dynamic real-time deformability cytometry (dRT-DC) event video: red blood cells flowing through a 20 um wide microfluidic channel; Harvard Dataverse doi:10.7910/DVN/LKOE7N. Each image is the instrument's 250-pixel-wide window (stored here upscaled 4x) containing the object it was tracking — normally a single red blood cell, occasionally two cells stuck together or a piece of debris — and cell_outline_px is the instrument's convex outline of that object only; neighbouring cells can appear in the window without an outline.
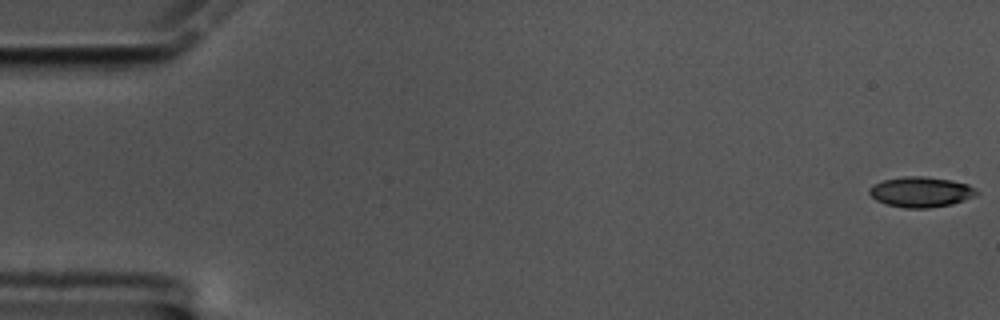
{"species": "common noctule bat (a hibernating species)", "species_latin": "Nyctalus noctula", "temperature_condition": "cold", "stored_images_in_passage": 62, "camera_frame_rate_fps": 3000, "um_per_image_px": 0.085, "animal": {"sex": "male", "body_mass_g": 17.5, "forearm_length_mm": 52.3}, "frame": {"image": 1, "passage_image": 1, "time_ms": 0.0, "image_size_px": [1000, 320], "cell_outline_px": [[980, 192], [976, 196], [952, 204], [928, 208], [904, 208], [884, 204], [876, 200], [868, 192], [868, 188], [884, 180], [904, 176], [924, 176], [952, 180], [968, 184], [976, 188]], "centroid_in_image_um": [78.3, 16.32], "position_along_channel_um": 6.7, "area_um2": 19.13}}
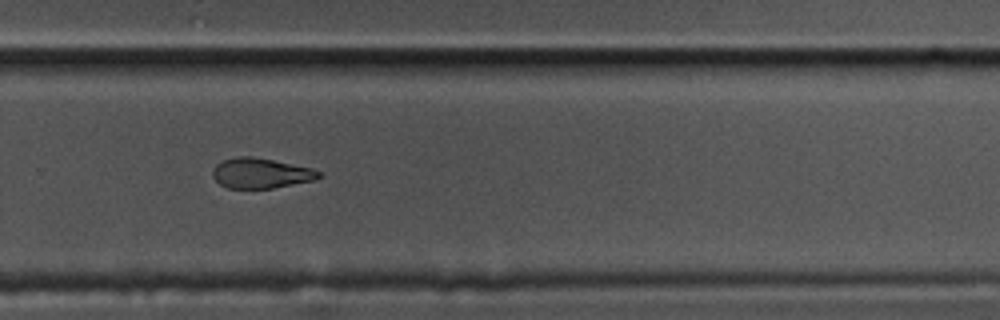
{"frame": {"image": 2, "passage_image": 41, "time_ms": 13.333, "image_size_px": [1000, 320], "cell_outline_px": [[320, 176], [316, 180], [272, 188], [228, 188], [220, 184], [212, 176], [212, 172], [216, 164], [224, 160], [236, 156], [252, 156], [312, 168], [320, 172]], "centroid_in_image_um": [22.16, 14.72], "position_along_channel_um": 307.6, "area_um2": 18.55}}
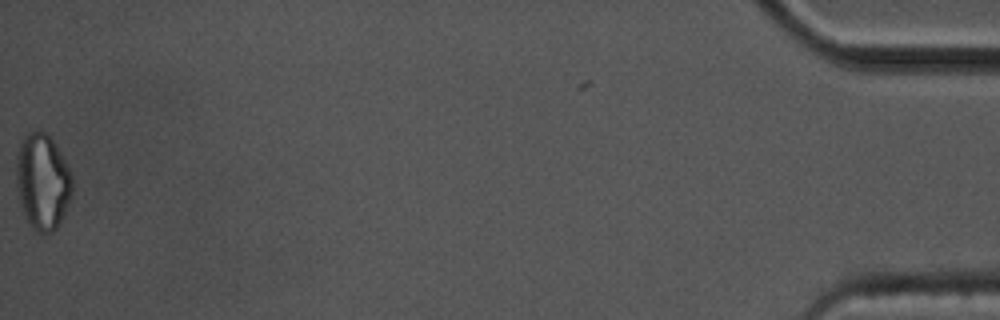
{"frame": {"image": 3, "passage_image": 61, "time_ms": 20.0, "image_size_px": [1000, 320], "cell_outline_px": [[72, 196], [64, 216], [56, 228], [52, 232], [40, 232], [28, 224], [20, 204], [16, 184], [16, 156], [20, 140], [28, 132], [36, 128], [44, 132], [56, 144], [72, 176]], "centroid_in_image_um": [3.6, 15.41], "position_along_channel_um": 431.6, "area_um2": 31.62}, "authors_computed_cell_mechanics": {"area_um2": 19.652, "velocity_mm_per_s": 3.3395, "shape_relaxation_time_tau1_ms": 8.5234, "shape_relaxation_time_tau2_ms": null, "deformation_change_tau1": 0.2349, "deformation_change_tau2": null}}